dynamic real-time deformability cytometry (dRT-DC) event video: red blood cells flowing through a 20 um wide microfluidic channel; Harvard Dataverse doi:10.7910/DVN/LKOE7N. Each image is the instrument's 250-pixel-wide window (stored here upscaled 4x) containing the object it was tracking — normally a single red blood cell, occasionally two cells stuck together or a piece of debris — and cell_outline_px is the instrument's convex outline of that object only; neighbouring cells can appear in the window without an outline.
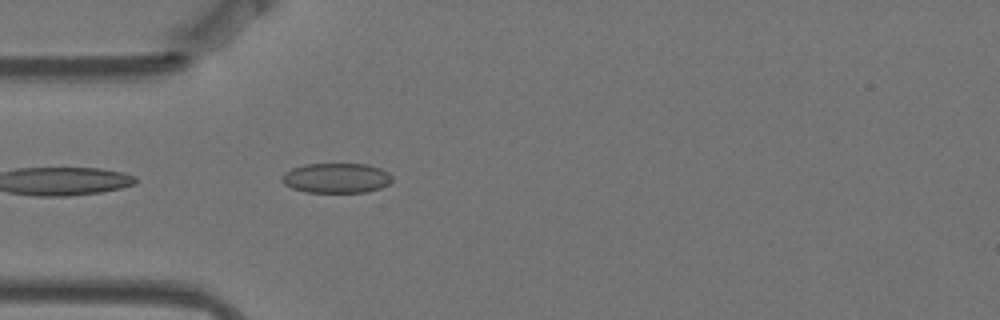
{"species": "Egyptian fruit bat (a non-hibernating species)", "species_latin": "Rousettus aegyptiacus", "temperature_condition": "warm", "stored_images_in_passage": 6, "camera_frame_rate_fps": 3000, "um_per_image_px": 0.085, "animal": {"sex": "female"}, "frame": {"image": 1, "passage_image": 2, "time_ms": 0.333, "image_size_px": [1000, 320], "cell_outline_px": [[392, 180], [388, 184], [380, 188], [368, 192], [304, 192], [292, 188], [284, 184], [280, 180], [280, 176], [284, 172], [292, 168], [304, 164], [368, 164], [380, 168], [388, 172], [392, 176]], "centroid_in_image_um": [28.56, 15.13], "position_along_channel_um": 56.4, "area_um2": 19.42}}